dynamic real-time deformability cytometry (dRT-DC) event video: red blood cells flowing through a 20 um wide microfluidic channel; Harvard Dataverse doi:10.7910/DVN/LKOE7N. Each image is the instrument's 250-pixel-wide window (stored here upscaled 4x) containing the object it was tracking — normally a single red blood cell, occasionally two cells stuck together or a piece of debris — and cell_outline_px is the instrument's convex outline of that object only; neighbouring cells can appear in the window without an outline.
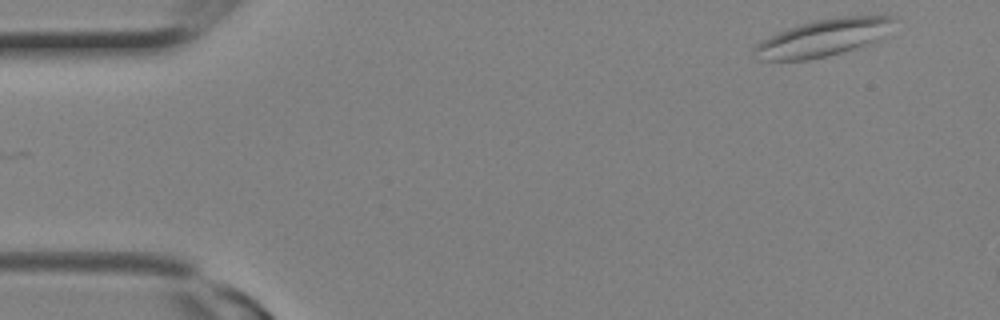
{"species": "Egyptian fruit bat (a non-hibernating species)", "species_latin": "Rousettus aegyptiacus", "temperature_condition": "room temperature", "stored_images_in_passage": 5, "camera_frame_rate_fps": 3000, "um_per_image_px": 0.085, "animal": {"sex": "female"}, "frame": {"image": 1, "passage_image": 1, "time_ms": 0.0, "image_size_px": [1000, 320], "cell_outline_px": [[896, 20], [880, 40], [868, 44], [840, 52], [808, 60], [760, 60], [752, 52], [752, 48], [760, 40], [788, 28], [812, 20], [840, 16], [896, 16]], "centroid_in_image_um": [69.94, 3.2], "position_along_channel_um": 15.1, "area_um2": 30.11}}